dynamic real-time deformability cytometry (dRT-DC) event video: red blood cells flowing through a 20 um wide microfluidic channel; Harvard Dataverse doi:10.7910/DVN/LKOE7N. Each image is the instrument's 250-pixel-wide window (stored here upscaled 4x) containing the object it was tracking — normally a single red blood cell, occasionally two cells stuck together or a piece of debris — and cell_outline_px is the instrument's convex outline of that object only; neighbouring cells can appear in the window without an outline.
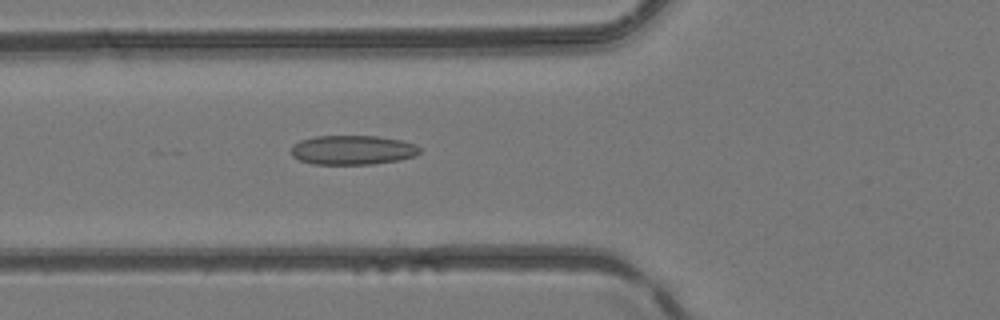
{"species": "common noctule bat (a hibernating species)", "species_latin": "Nyctalus noctula", "temperature_condition": "room temperature", "stored_images_in_passage": 17, "camera_frame_rate_fps": 3000, "um_per_image_px": 0.085, "animal": {"sex": "female", "body_mass_g": 24.6, "forearm_length_mm": 56.2}, "frame": {"image": 1, "passage_image": 7, "time_ms": 2.0, "image_size_px": [1000, 320], "cell_outline_px": [[420, 152], [416, 156], [400, 160], [372, 164], [312, 164], [300, 160], [292, 156], [292, 144], [300, 140], [316, 136], [380, 136], [400, 140], [416, 144], [420, 148]], "centroid_in_image_um": [29.99, 12.75], "position_along_channel_um": 95.8, "area_um2": 22.14}}
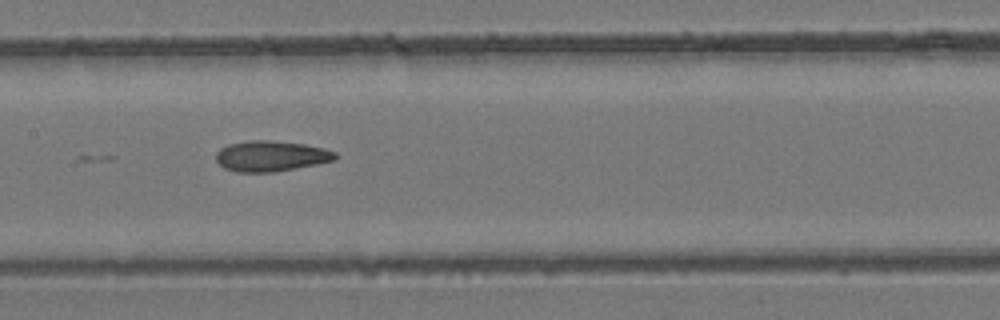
{"frame": {"image": 2, "passage_image": 13, "time_ms": 4.0, "image_size_px": [1000, 320], "cell_outline_px": [[336, 160], [316, 164], [272, 172], [236, 172], [224, 168], [216, 160], [216, 152], [220, 148], [228, 144], [248, 140], [268, 140], [304, 144], [324, 148], [336, 152]], "centroid_in_image_um": [23.01, 13.26], "position_along_channel_um": 184.4, "area_um2": 21.21}}
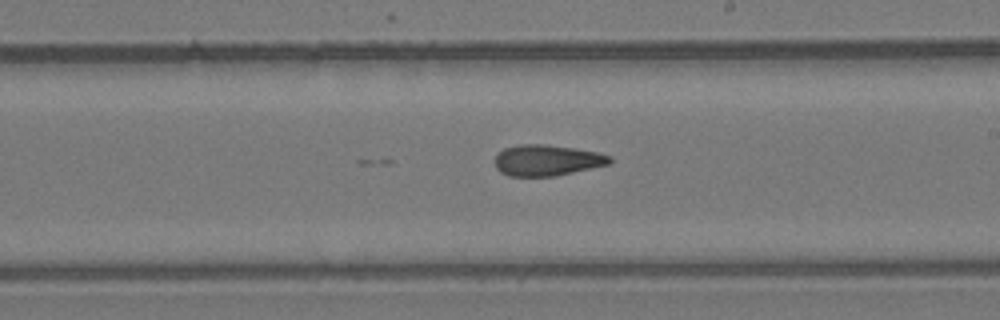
{"frame": {"image": 3, "passage_image": 17, "time_ms": 5.333, "image_size_px": [1000, 320], "cell_outline_px": [[612, 160], [608, 164], [556, 176], [508, 176], [500, 172], [496, 168], [496, 152], [504, 148], [520, 144], [544, 144], [572, 148], [596, 152], [612, 156]], "centroid_in_image_um": [46.45, 13.62], "position_along_channel_um": 242.5, "area_um2": 20.69}}